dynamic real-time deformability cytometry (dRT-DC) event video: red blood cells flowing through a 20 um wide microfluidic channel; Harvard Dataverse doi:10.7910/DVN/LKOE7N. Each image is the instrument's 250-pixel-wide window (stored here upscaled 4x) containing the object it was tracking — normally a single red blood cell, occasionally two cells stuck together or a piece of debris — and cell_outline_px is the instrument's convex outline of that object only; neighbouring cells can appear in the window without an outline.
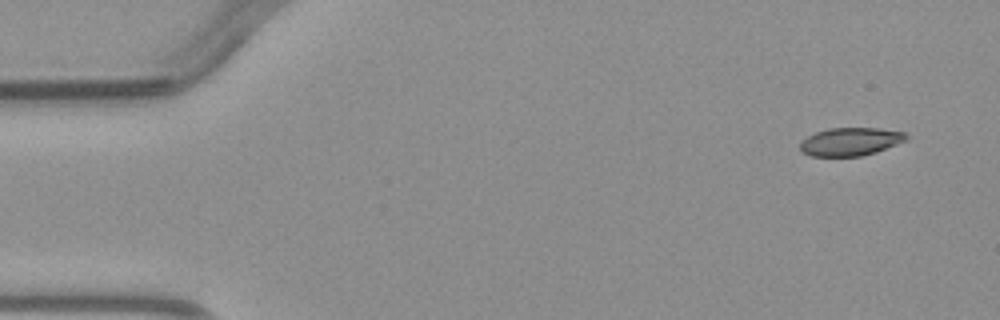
{"species": "common noctule bat (a hibernating species)", "species_latin": "Nyctalus noctula", "temperature_condition": "warm", "stored_images_in_passage": 3, "camera_frame_rate_fps": 3000, "um_per_image_px": 0.085, "animal": {"sex": "male", "body_mass_g": 23.1, "forearm_length_mm": 52.7}, "frame": {"image": 1, "passage_image": 1, "time_ms": 0.0, "image_size_px": [1000, 320], "cell_outline_px": [[908, 140], [876, 152], [860, 156], [812, 156], [800, 152], [800, 144], [808, 136], [816, 132], [828, 128], [880, 128], [904, 132], [908, 136]], "centroid_in_image_um": [72.3, 12.04], "position_along_channel_um": 12.7, "area_um2": 17.4}}
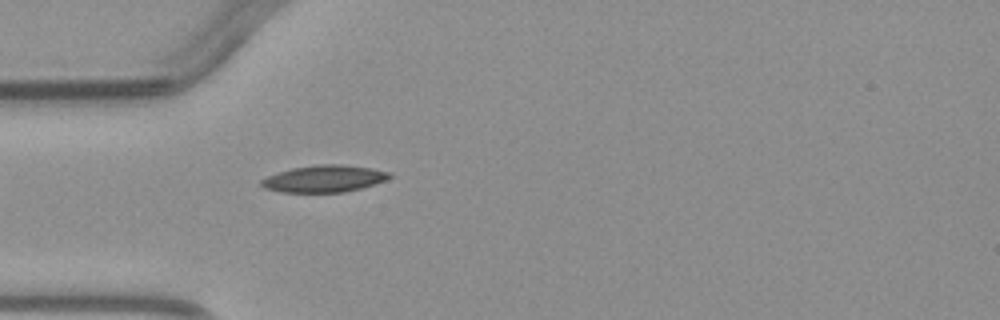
{"frame": {"image": 2, "passage_image": 3, "time_ms": 3.667, "image_size_px": [1000, 320], "cell_outline_px": [[392, 176], [384, 180], [360, 188], [344, 192], [280, 192], [264, 188], [260, 184], [260, 180], [268, 176], [292, 168], [320, 164], [340, 164], [372, 168], [392, 172]], "centroid_in_image_um": [27.55, 15.18], "position_along_channel_um": 57.5, "area_um2": 19.94}}